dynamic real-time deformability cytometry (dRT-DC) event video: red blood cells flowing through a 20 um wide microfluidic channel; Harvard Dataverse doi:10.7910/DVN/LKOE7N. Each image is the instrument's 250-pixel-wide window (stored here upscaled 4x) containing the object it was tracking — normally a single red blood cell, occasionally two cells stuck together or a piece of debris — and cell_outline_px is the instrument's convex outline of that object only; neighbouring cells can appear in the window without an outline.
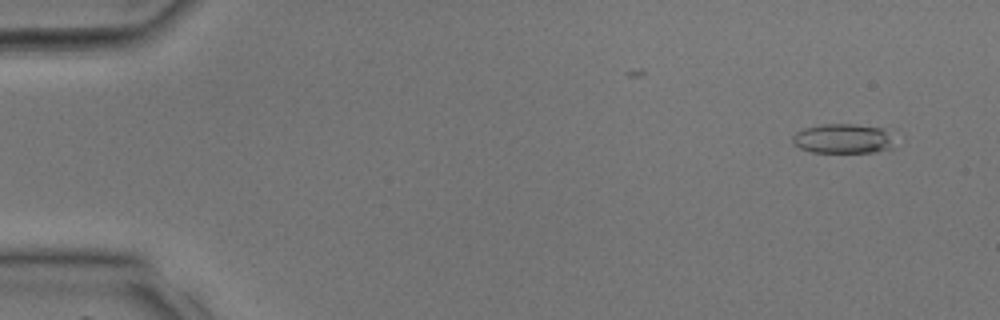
{"species": "common noctule bat (a hibernating species)", "species_latin": "Nyctalus noctula", "temperature_condition": "room temperature", "stored_images_in_passage": 19, "camera_frame_rate_fps": 3000, "um_per_image_px": 0.085, "animal": {"sex": "male", "body_mass_g": 17.9, "forearm_length_mm": 54.2}, "frame": {"image": 1, "passage_image": 2, "time_ms": 0.333, "image_size_px": [1000, 320], "cell_outline_px": [[896, 148], [876, 152], [808, 152], [792, 144], [792, 136], [796, 132], [804, 128], [824, 124], [852, 124], [880, 128], [884, 132]], "centroid_in_image_um": [71.57, 11.81], "position_along_channel_um": 13.4, "area_um2": 17.4}}
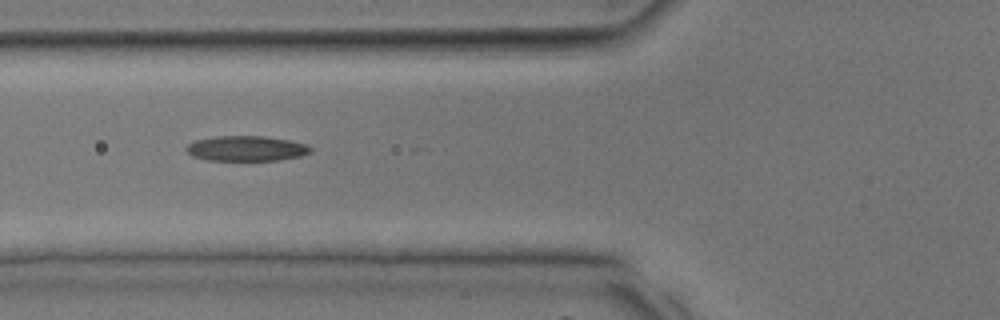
{"frame": {"image": 2, "passage_image": 14, "time_ms": 4.333, "image_size_px": [1000, 320], "cell_outline_px": [[312, 152], [300, 156], [280, 160], [208, 160], [192, 156], [184, 148], [188, 144], [196, 140], [216, 136], [264, 136], [288, 140], [304, 144], [312, 148]], "centroid_in_image_um": [20.93, 12.62], "position_along_channel_um": 104.9, "area_um2": 18.15}}
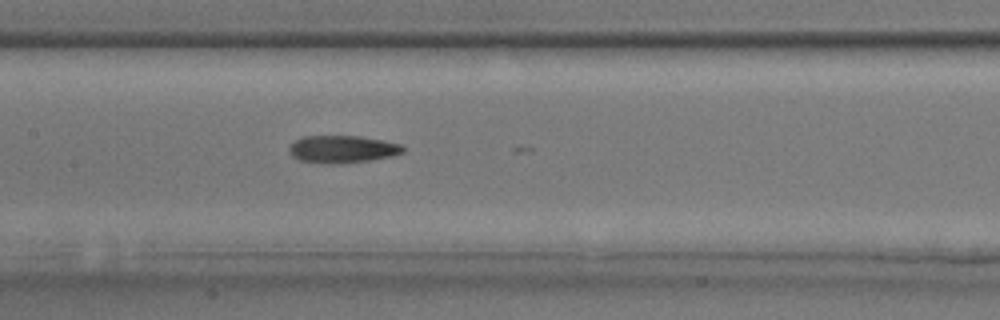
{"frame": {"image": 3, "passage_image": 18, "time_ms": 5.667, "image_size_px": [1000, 320], "cell_outline_px": [[404, 152], [392, 156], [368, 160], [340, 164], [324, 164], [300, 160], [292, 156], [288, 152], [288, 148], [296, 140], [304, 136], [360, 136], [400, 144], [404, 148]], "centroid_in_image_um": [29.07, 12.69], "position_along_channel_um": 178.3, "area_um2": 18.15}}